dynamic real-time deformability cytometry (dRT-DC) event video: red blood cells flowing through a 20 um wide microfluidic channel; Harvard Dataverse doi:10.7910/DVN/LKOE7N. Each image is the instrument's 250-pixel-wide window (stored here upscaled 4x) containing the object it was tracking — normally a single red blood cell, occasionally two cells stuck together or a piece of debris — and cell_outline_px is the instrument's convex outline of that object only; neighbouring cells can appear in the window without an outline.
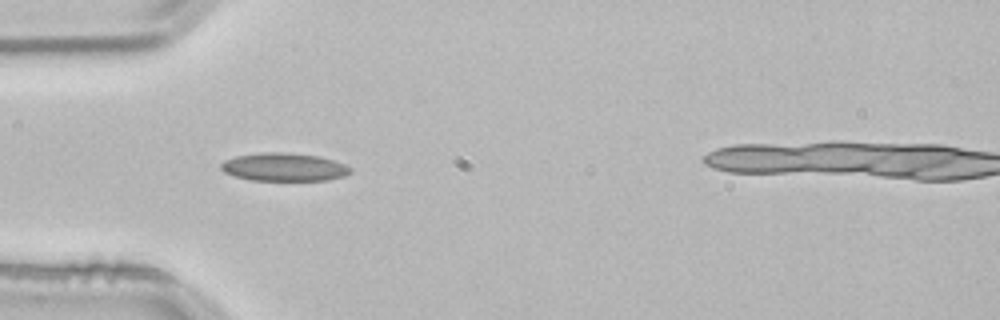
{"species": "common noctule bat (a hibernating species)", "species_latin": "Nyctalus noctula", "temperature_condition": "room temperature", "stored_images_in_passage": 35, "camera_frame_rate_fps": 3000, "um_per_image_px": 0.085, "animal": {"sex": "male", "body_mass_g": 21.5, "forearm_length_mm": 52.0}, "frame": {"image": 1, "passage_image": 1, "time_ms": 0.0, "image_size_px": [1000, 320], "cell_outline_px": [[352, 172], [344, 176], [328, 180], [252, 180], [236, 176], [224, 172], [220, 168], [220, 164], [224, 160], [236, 156], [260, 152], [284, 152], [320, 156], [344, 164], [352, 168]], "centroid_in_image_um": [24.14, 14.19], "position_along_channel_um": 60.9, "area_um2": 21.21}}
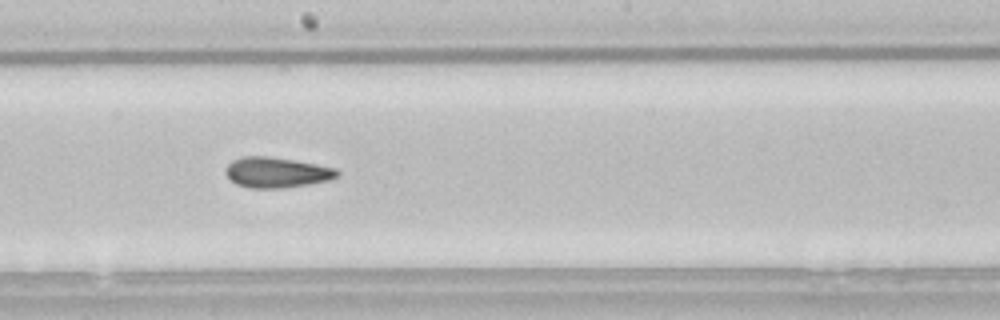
{"frame": {"image": 2, "passage_image": 14, "time_ms": 4.333, "image_size_px": [1000, 320], "cell_outline_px": [[340, 176], [328, 180], [308, 184], [284, 188], [252, 188], [236, 184], [224, 172], [224, 168], [232, 160], [244, 156], [268, 156], [296, 160], [336, 168], [340, 172]], "centroid_in_image_um": [23.52, 14.65], "position_along_channel_um": 224.7, "area_um2": 19.88}}
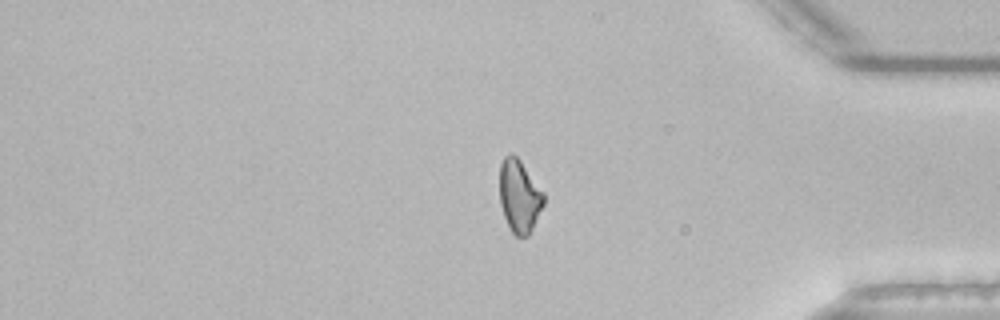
{"frame": {"image": 3, "passage_image": 29, "time_ms": 9.333, "image_size_px": [1000, 320], "cell_outline_px": [[544, 204], [528, 236], [516, 236], [512, 232], [504, 216], [500, 204], [500, 164], [504, 156], [508, 152], [512, 152], [520, 160], [544, 192]], "centroid_in_image_um": [44.14, 16.63], "position_along_channel_um": 391.1, "area_um2": 18.67}, "authors_computed_cell_mechanics": {"area_um2": 19.1896, "velocity_mm_per_s": 3.8114, "shape_relaxation_time_tau1_ms": null, "shape_relaxation_time_tau2_ms": 3.1697, "deformation_change_tau1": null, "deformation_change_tau2": 0.0926}}